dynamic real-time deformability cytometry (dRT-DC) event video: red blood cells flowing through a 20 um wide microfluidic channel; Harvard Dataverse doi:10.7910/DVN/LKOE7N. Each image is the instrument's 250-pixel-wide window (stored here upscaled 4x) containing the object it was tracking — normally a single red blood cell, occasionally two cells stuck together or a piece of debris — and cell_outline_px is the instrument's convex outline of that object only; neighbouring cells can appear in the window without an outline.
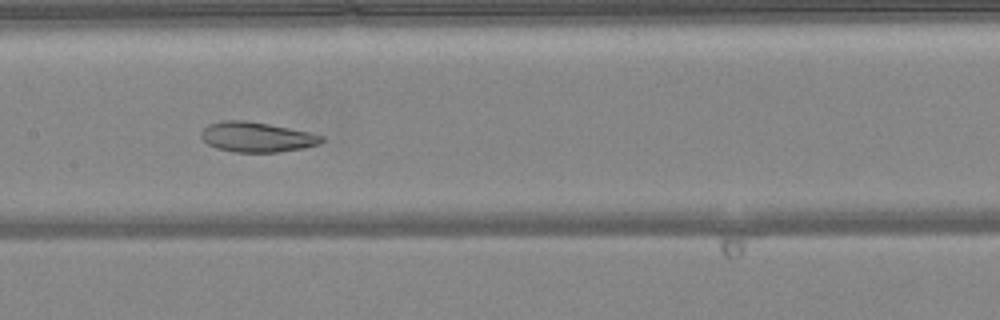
{"species": "common noctule bat (a hibernating species)", "species_latin": "Nyctalus noctula", "temperature_condition": "warm", "stored_images_in_passage": 37, "camera_frame_rate_fps": 3000, "um_per_image_px": 0.085, "animal": {"sex": "female", "body_mass_g": 24.6, "forearm_length_mm": 56.2}, "frame": {"image": 1, "passage_image": 12, "time_ms": 3.667, "image_size_px": [1000, 320], "cell_outline_px": [[324, 140], [320, 144], [304, 148], [280, 152], [232, 152], [216, 148], [208, 144], [200, 136], [200, 132], [208, 124], [224, 120], [248, 120], [308, 132], [324, 136]], "centroid_in_image_um": [21.81, 11.65], "position_along_channel_um": 185.6, "area_um2": 21.15}}
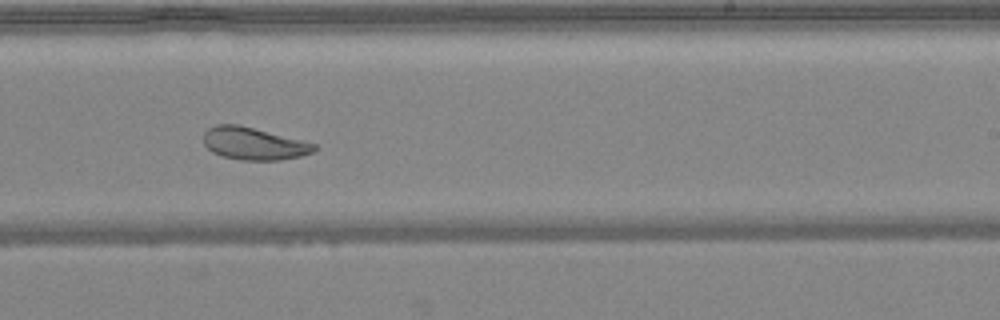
{"frame": {"image": 2, "passage_image": 18, "time_ms": 5.667, "image_size_px": [1000, 320], "cell_outline_px": [[316, 148], [312, 152], [300, 156], [280, 160], [240, 160], [224, 156], [212, 152], [204, 144], [204, 132], [208, 128], [216, 124], [240, 124], [316, 144]], "centroid_in_image_um": [21.54, 12.2], "position_along_channel_um": 267.5, "area_um2": 20.81}}
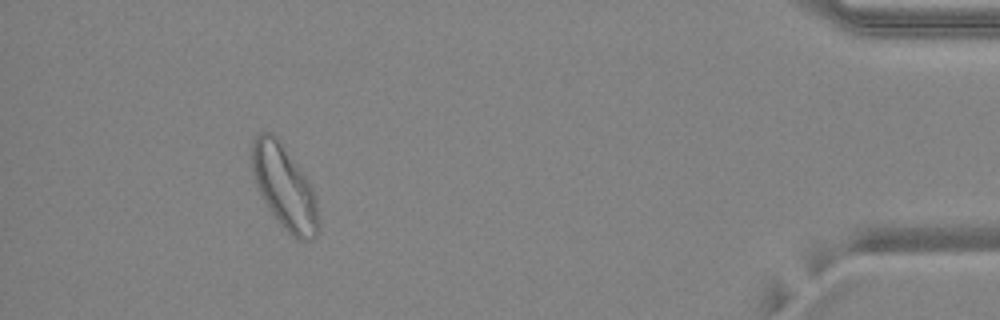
{"frame": {"image": 3, "passage_image": 33, "time_ms": 10.667, "image_size_px": [1000, 320], "cell_outline_px": [[320, 232], [312, 240], [300, 240], [292, 236], [280, 224], [264, 200], [252, 176], [252, 140], [260, 132], [272, 132], [276, 136], [308, 180], [312, 188], [316, 200], [320, 220]], "centroid_in_image_um": [24.19, 15.94], "position_along_channel_um": 411.0, "area_um2": 32.25}, "authors_computed_cell_mechanics": {"area_um2": 22.7154, "velocity_mm_per_s": 4.1091, "shape_relaxation_time_tau1_ms": null, "shape_relaxation_time_tau2_ms": 2.4841, "deformation_change_tau1": null, "deformation_change_tau2": 0.0823}}